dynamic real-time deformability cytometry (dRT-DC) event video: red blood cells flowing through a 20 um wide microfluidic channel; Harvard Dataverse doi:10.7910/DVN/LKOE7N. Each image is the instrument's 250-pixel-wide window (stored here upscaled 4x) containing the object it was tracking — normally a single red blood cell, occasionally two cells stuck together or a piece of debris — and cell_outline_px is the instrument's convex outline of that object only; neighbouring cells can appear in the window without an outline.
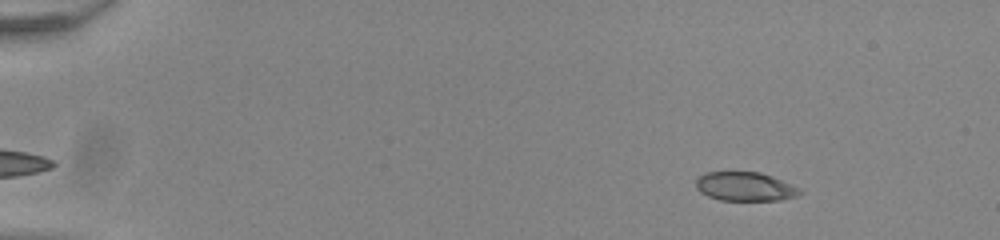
{"species": "common noctule bat (a hibernating species)", "species_latin": "Nyctalus noctula", "temperature_condition": "room temperature", "stored_images_in_passage": 46, "camera_frame_rate_fps": 3000, "um_per_image_px": 0.085, "animal": {"sex": "male", "body_mass_g": 20.0, "forearm_length_mm": 53.3}, "frame": {"image": 1, "passage_image": 3, "time_ms": 0.667, "image_size_px": [1000, 240], "cell_outline_px": [[804, 192], [796, 196], [780, 200], [720, 200], [708, 196], [700, 192], [696, 188], [696, 180], [704, 172], [760, 172], [772, 176], [792, 184], [800, 188]], "centroid_in_image_um": [63.34, 15.85], "position_along_channel_um": 21.7, "area_um2": 17.57}}
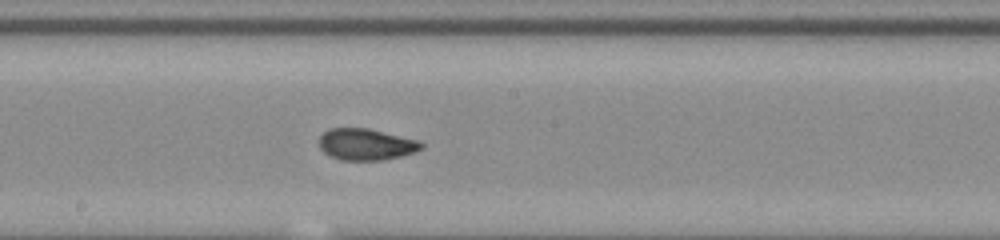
{"frame": {"image": 2, "passage_image": 27, "time_ms": 8.667, "image_size_px": [1000, 240], "cell_outline_px": [[424, 148], [416, 152], [384, 160], [340, 160], [324, 152], [320, 148], [320, 136], [328, 128], [368, 128], [420, 140], [424, 144]], "centroid_in_image_um": [31.16, 12.27], "position_along_channel_um": 217.0, "area_um2": 18.9}}
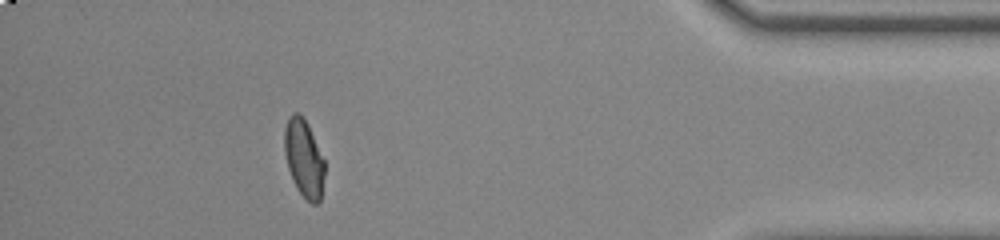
{"frame": {"image": 3, "passage_image": 45, "time_ms": 14.667, "image_size_px": [1000, 240], "cell_outline_px": [[324, 176], [320, 200], [316, 204], [312, 204], [296, 188], [292, 180], [288, 168], [284, 152], [284, 128], [288, 116], [292, 112], [300, 112], [304, 116], [308, 124], [324, 160]], "centroid_in_image_um": [25.81, 13.4], "position_along_channel_um": 409.4, "area_um2": 18.32}}